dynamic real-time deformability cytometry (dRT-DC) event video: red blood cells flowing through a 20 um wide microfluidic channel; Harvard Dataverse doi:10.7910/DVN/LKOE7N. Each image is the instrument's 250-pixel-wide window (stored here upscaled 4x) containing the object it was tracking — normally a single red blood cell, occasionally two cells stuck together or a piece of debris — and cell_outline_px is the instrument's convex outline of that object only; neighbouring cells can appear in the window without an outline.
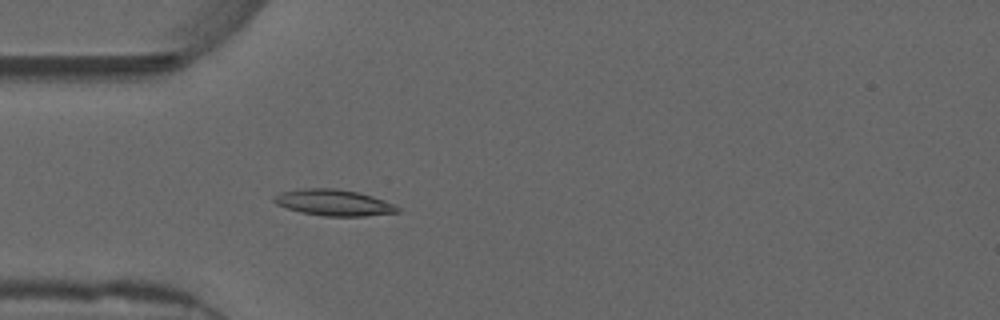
{"species": "common noctule bat (a hibernating species)", "species_latin": "Nyctalus noctula", "temperature_condition": "warm", "stored_images_in_passage": 55, "camera_frame_rate_fps": 3000, "um_per_image_px": 0.085, "animal": {"sex": "male", "forearm_length_mm": 52.5}, "frame": {"image": 1, "passage_image": 16, "time_ms": 5.0, "image_size_px": [1000, 320], "cell_outline_px": [[400, 212], [364, 216], [324, 216], [300, 212], [276, 204], [272, 200], [272, 196], [284, 192], [300, 188], [336, 188], [356, 192], [372, 196], [396, 204], [400, 208]], "centroid_in_image_um": [28.38, 17.22], "position_along_channel_um": 56.6, "area_um2": 18.9}}
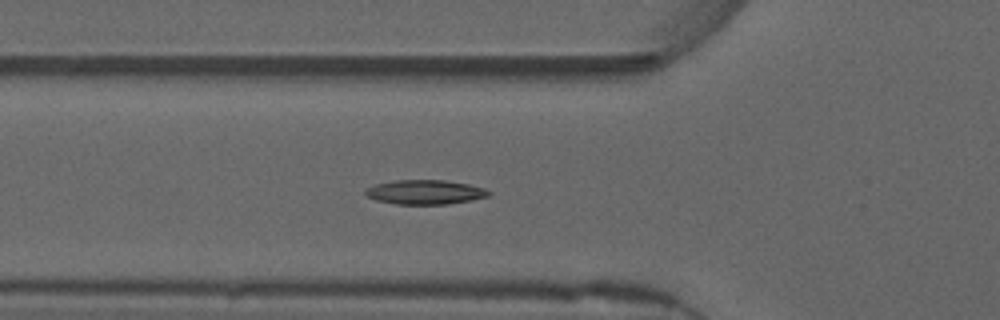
{"frame": {"image": 2, "passage_image": 19, "time_ms": 6.0, "image_size_px": [1000, 320], "cell_outline_px": [[492, 192], [488, 196], [448, 204], [396, 204], [376, 200], [368, 196], [364, 192], [368, 188], [376, 184], [392, 180], [444, 180], [468, 184], [484, 188]], "centroid_in_image_um": [36.12, 16.32], "position_along_channel_um": 89.7, "area_um2": 17.34}}
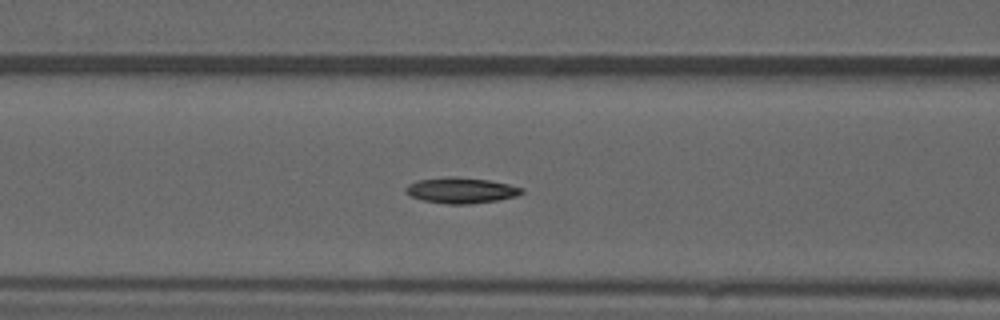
{"frame": {"image": 3, "passage_image": 22, "time_ms": 7.0, "image_size_px": [1000, 320], "cell_outline_px": [[524, 192], [516, 196], [496, 200], [468, 204], [444, 204], [424, 200], [412, 196], [404, 192], [404, 188], [408, 184], [420, 180], [448, 176], [488, 180], [508, 184], [524, 188]], "centroid_in_image_um": [39.18, 16.18], "position_along_channel_um": 127.4, "area_um2": 17.22}}